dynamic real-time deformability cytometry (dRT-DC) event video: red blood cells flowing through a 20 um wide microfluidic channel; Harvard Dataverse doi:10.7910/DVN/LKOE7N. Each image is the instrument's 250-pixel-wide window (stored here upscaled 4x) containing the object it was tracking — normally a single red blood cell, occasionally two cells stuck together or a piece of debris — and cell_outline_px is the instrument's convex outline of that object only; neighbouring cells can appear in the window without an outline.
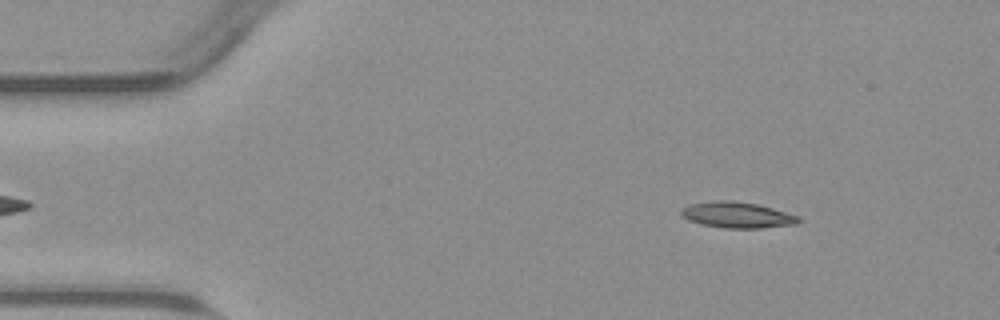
{"species": "common noctule bat (a hibernating species)", "species_latin": "Nyctalus noctula", "temperature_condition": "warm", "stored_images_in_passage": 52, "camera_frame_rate_fps": 3000, "um_per_image_px": 0.085, "animal": {"sex": "male", "body_mass_g": 23.1, "forearm_length_mm": 52.7}, "frame": {"image": 1, "passage_image": 5, "time_ms": 1.333, "image_size_px": [1000, 320], "cell_outline_px": [[800, 220], [796, 224], [760, 228], [724, 228], [700, 224], [688, 220], [680, 212], [684, 208], [692, 204], [716, 200], [732, 200], [756, 204], [772, 208], [800, 216]], "centroid_in_image_um": [62.68, 18.28], "position_along_channel_um": 22.3, "area_um2": 17.57}}
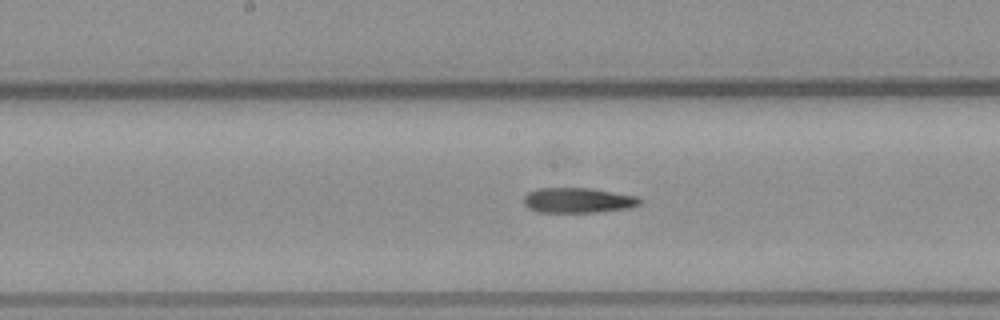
{"frame": {"image": 2, "passage_image": 25, "time_ms": 8.0, "image_size_px": [1000, 320], "cell_outline_px": [[644, 200], [640, 204], [628, 208], [592, 212], [540, 212], [528, 208], [524, 204], [524, 196], [528, 192], [536, 188], [592, 188], [636, 196]], "centroid_in_image_um": [49.12, 17.02], "position_along_channel_um": 199.1, "area_um2": 16.99}}
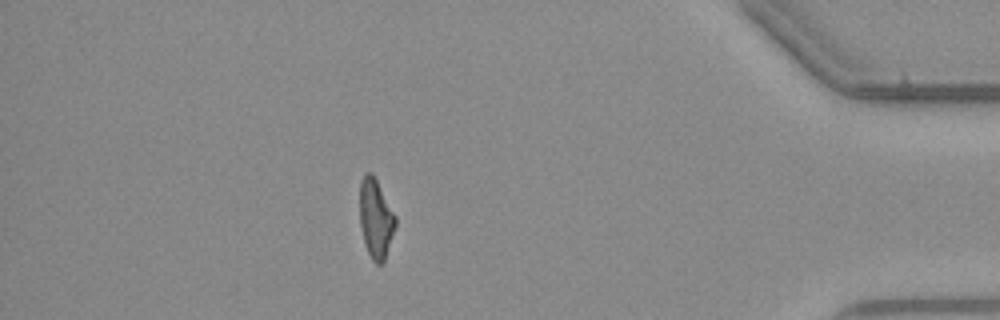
{"frame": {"image": 3, "passage_image": 45, "time_ms": 14.667, "image_size_px": [1000, 320], "cell_outline_px": [[396, 224], [384, 260], [380, 264], [376, 264], [372, 260], [364, 244], [360, 224], [360, 180], [364, 172], [372, 172], [396, 216]], "centroid_in_image_um": [31.92, 18.55], "position_along_channel_um": 403.3, "area_um2": 16.42}, "authors_computed_cell_mechanics": {"area_um2": 17.4267, "velocity_mm_per_s": 3.8053, "shape_relaxation_time_tau1_ms": 11.2296, "shape_relaxation_time_tau2_ms": null, "deformation_change_tau1": 0.3206, "deformation_change_tau2": null}}